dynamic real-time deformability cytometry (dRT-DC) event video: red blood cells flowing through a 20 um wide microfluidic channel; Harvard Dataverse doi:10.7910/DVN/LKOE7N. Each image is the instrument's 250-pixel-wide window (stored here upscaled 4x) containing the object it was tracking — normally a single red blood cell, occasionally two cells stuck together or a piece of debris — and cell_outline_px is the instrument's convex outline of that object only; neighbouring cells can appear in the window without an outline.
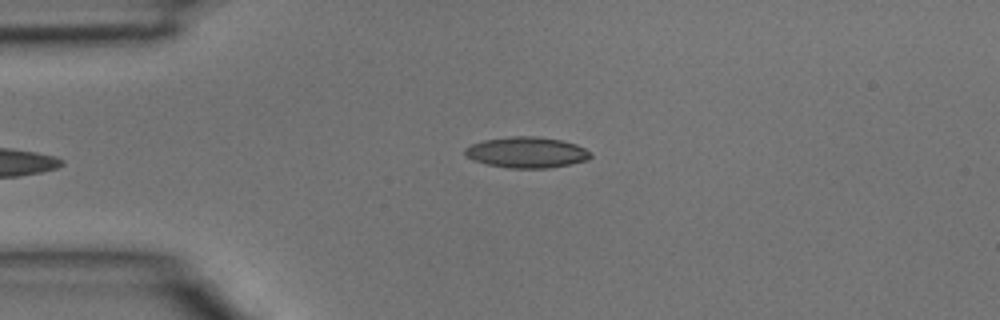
{"species": "common noctule bat (a hibernating species)", "species_latin": "Nyctalus noctula", "temperature_condition": "room temperature", "stored_images_in_passage": 4, "camera_frame_rate_fps": 3000, "um_per_image_px": 0.085, "animal": {"sex": "male", "body_mass_g": 15.6}, "frame": {"image": 1, "passage_image": 4, "time_ms": 1.0, "image_size_px": [1000, 320], "cell_outline_px": [[592, 156], [588, 160], [548, 168], [508, 168], [488, 164], [476, 160], [468, 156], [464, 152], [464, 148], [472, 144], [484, 140], [508, 136], [536, 136], [560, 140], [576, 144], [592, 152]], "centroid_in_image_um": [44.8, 12.94], "position_along_channel_um": 40.2, "area_um2": 22.48}}